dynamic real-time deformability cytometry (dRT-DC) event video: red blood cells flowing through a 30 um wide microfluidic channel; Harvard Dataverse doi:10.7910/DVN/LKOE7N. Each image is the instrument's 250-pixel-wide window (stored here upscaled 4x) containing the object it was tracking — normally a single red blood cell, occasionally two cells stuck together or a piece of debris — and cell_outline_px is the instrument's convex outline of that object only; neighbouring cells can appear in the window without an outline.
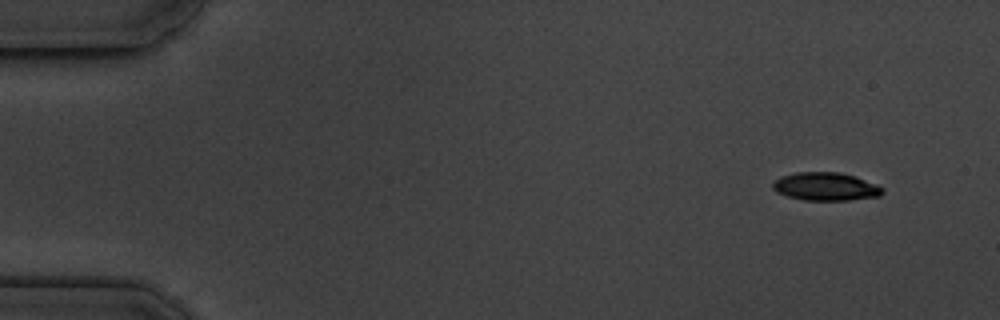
{"species": "common noctule bat (a hibernating species)", "species_latin": "Nyctalus noctula", "temperature_condition": "cold", "stored_images_in_passage": 8, "camera_frame_rate_fps": 3000, "um_per_image_px": 0.085, "animal": {"sex": "male", "body_mass_g": 19.5, "forearm_length_mm": 54.6}, "frame": {"image": 1, "passage_image": 1, "time_ms": 0.0, "image_size_px": [1000, 320], "cell_outline_px": [[884, 192], [880, 196], [848, 200], [804, 200], [788, 196], [776, 192], [772, 188], [772, 180], [780, 176], [796, 172], [840, 172], [856, 176], [876, 184], [884, 188]], "centroid_in_image_um": [70.17, 15.85], "position_along_channel_um": 14.8, "area_um2": 18.21}}
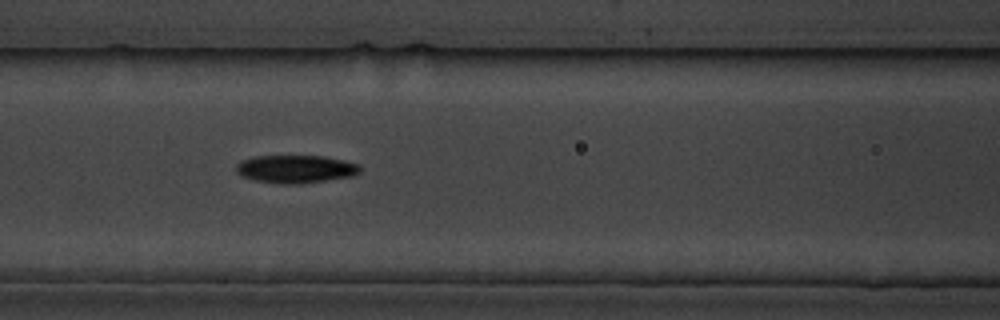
{"frame": {"image": 2, "passage_image": 7, "time_ms": 6.667, "image_size_px": [1000, 320], "cell_outline_px": [[360, 172], [352, 176], [300, 184], [280, 184], [256, 180], [244, 176], [236, 172], [236, 164], [240, 160], [252, 156], [324, 156], [344, 160], [360, 164]], "centroid_in_image_um": [25.13, 14.36], "position_along_channel_um": 141.5, "area_um2": 20.23}}
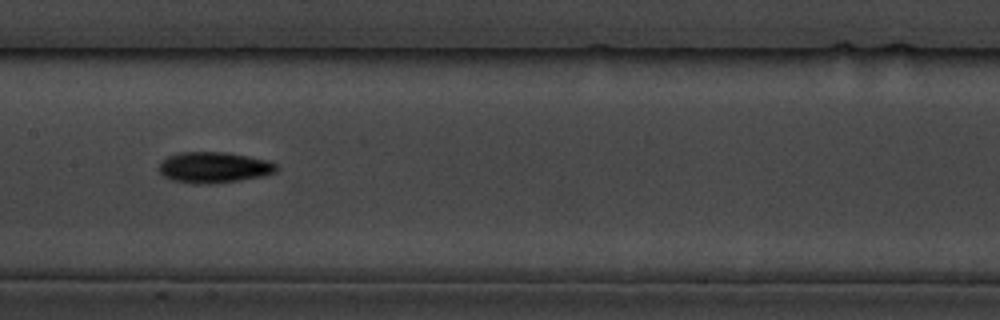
{"frame": {"image": 3, "passage_image": 8, "time_ms": 8.0, "image_size_px": [1000, 320], "cell_outline_px": [[280, 168], [276, 172], [264, 176], [236, 180], [200, 184], [196, 184], [172, 180], [164, 176], [160, 172], [160, 164], [168, 156], [180, 152], [224, 152], [248, 156], [268, 160], [276, 164]], "centroid_in_image_um": [18.22, 14.22], "position_along_channel_um": 189.2, "area_um2": 20.92}}